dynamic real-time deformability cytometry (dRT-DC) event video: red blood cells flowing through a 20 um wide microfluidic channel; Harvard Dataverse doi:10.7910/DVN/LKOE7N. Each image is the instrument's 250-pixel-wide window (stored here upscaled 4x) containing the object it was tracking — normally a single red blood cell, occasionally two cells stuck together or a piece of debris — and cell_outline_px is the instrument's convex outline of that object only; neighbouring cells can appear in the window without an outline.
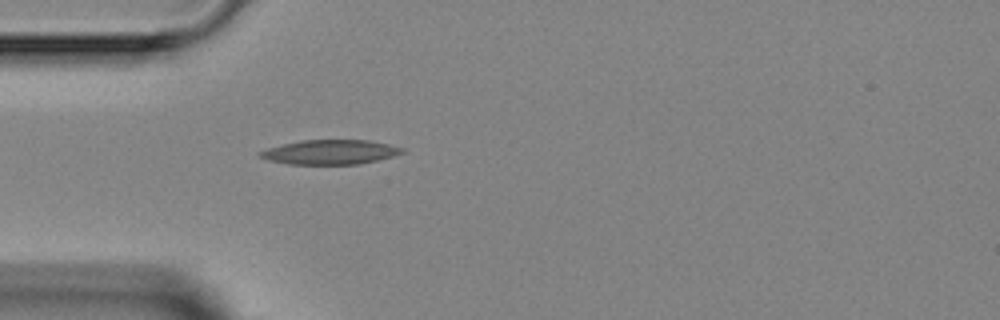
{"species": "Egyptian fruit bat (a non-hibernating species)", "species_latin": "Rousettus aegyptiacus", "temperature_condition": "room temperature", "stored_images_in_passage": 1, "camera_frame_rate_fps": 3000, "um_per_image_px": 0.085, "animal": {"sex": "female"}, "frame": {"image": 1, "passage_image": 1, "time_ms": 0.0, "image_size_px": [1000, 320], "cell_outline_px": [[404, 152], [392, 156], [360, 164], [288, 164], [268, 160], [256, 156], [256, 152], [268, 148], [300, 140], [368, 140], [388, 144], [404, 148]], "centroid_in_image_um": [28.01, 12.93], "position_along_channel_um": 57.0, "area_um2": 20.29}}